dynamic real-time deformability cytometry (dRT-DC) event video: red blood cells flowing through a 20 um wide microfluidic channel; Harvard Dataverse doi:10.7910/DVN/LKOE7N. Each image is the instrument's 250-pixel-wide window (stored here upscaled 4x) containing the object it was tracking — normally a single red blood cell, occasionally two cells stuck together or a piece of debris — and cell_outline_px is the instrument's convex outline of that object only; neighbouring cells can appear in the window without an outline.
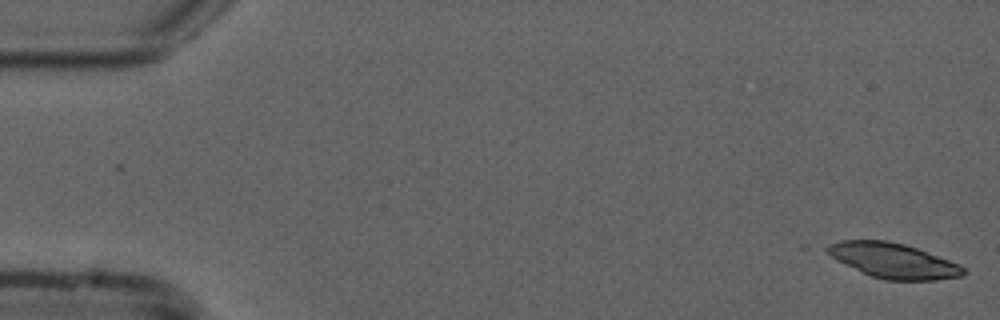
{"species": "common noctule bat (a hibernating species)", "species_latin": "Nyctalus noctula", "temperature_condition": "cold", "stored_images_in_passage": 53, "camera_frame_rate_fps": 3000, "um_per_image_px": 0.085, "animal": {"sex": "male", "forearm_length_mm": 52.5}, "frame": {"image": 1, "passage_image": 1, "time_ms": 0.0, "image_size_px": [1000, 320], "cell_outline_px": [[968, 272], [960, 276], [936, 280], [884, 280], [872, 276], [836, 260], [824, 248], [840, 240], [888, 240], [904, 244], [916, 248], [960, 264]], "centroid_in_image_um": [75.95, 22.15], "position_along_channel_um": 9.0, "area_um2": 27.46}}
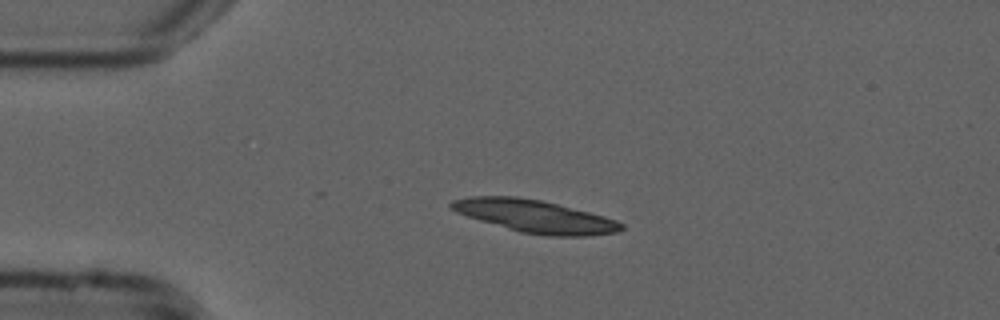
{"frame": {"image": 2, "passage_image": 12, "time_ms": 3.667, "image_size_px": [1000, 320], "cell_outline_px": [[624, 228], [616, 232], [588, 236], [544, 236], [520, 232], [480, 220], [456, 212], [448, 208], [448, 204], [452, 200], [468, 196], [516, 196], [540, 200], [604, 216], [616, 220], [624, 224]], "centroid_in_image_um": [45.44, 18.38], "position_along_channel_um": 39.6, "area_um2": 32.19}}